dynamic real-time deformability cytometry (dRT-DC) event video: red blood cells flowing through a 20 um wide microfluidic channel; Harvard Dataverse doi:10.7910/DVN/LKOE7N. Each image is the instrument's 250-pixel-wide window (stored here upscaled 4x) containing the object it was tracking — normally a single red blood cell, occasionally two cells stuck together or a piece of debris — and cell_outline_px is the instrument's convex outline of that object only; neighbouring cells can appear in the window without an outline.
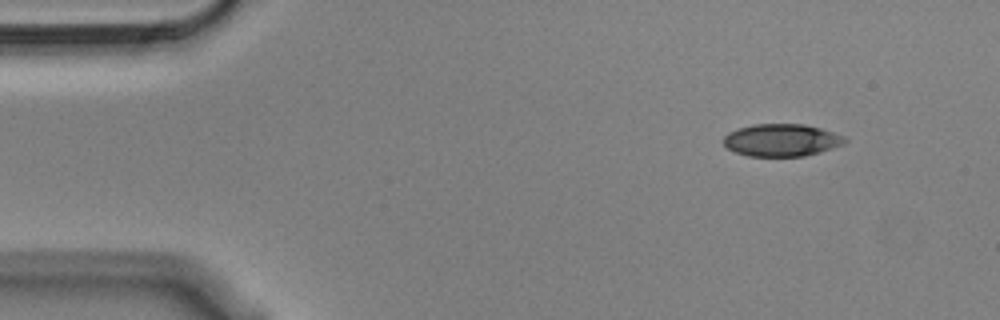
{"species": "Egyptian fruit bat (a non-hibernating species)", "species_latin": "Rousettus aegyptiacus", "temperature_condition": "cold", "stored_images_in_passage": 50, "camera_frame_rate_fps": 3000, "um_per_image_px": 0.085, "animal": {"sex": "male"}, "frame": {"image": 1, "passage_image": 1, "time_ms": 0.0, "image_size_px": [1000, 320], "cell_outline_px": [[848, 140], [844, 144], [820, 152], [804, 156], [748, 156], [736, 152], [728, 148], [724, 144], [724, 136], [728, 132], [752, 124], [804, 124], [820, 128], [848, 136]], "centroid_in_image_um": [66.48, 11.9], "position_along_channel_um": 18.5, "area_um2": 23.0}}
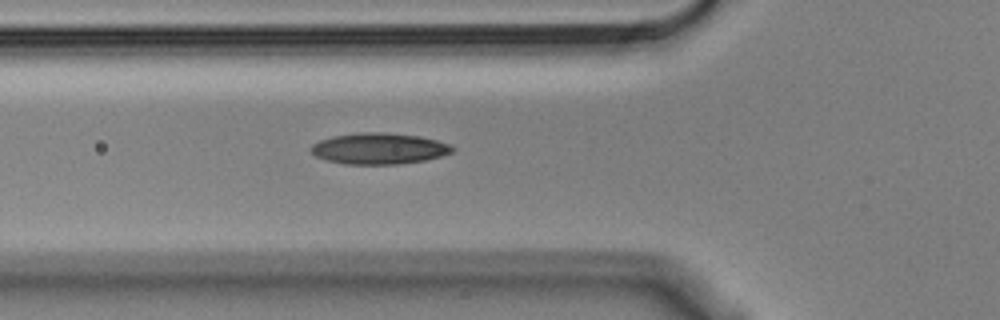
{"frame": {"image": 2, "passage_image": 14, "time_ms": 4.333, "image_size_px": [1000, 320], "cell_outline_px": [[456, 148], [452, 152], [440, 156], [424, 160], [400, 164], [344, 164], [328, 160], [316, 156], [308, 148], [312, 144], [320, 140], [332, 136], [360, 132], [384, 132], [420, 136], [452, 144]], "centroid_in_image_um": [32.22, 12.62], "position_along_channel_um": 93.6, "area_um2": 25.78}}
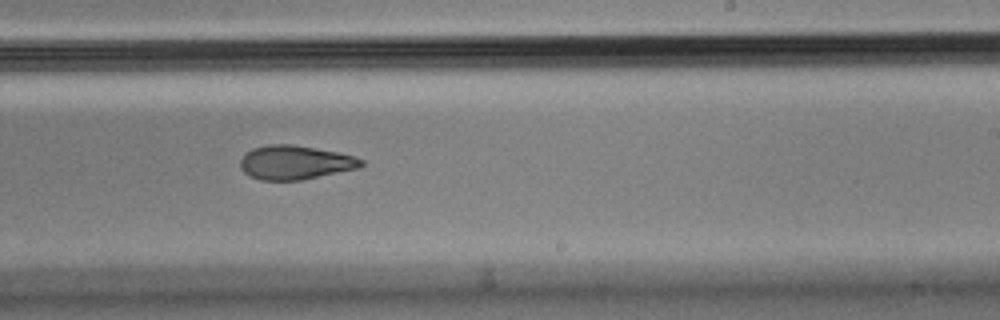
{"frame": {"image": 3, "passage_image": 28, "time_ms": 9.0, "image_size_px": [1000, 320], "cell_outline_px": [[364, 164], [356, 168], [300, 180], [260, 180], [244, 172], [240, 168], [240, 160], [252, 148], [268, 144], [292, 144], [336, 152], [352, 156], [364, 160]], "centroid_in_image_um": [25.04, 13.8], "position_along_channel_um": 264.0, "area_um2": 23.52}, "authors_computed_cell_mechanics": {"area_um2": 24.5072, "velocity_mm_per_s": 3.6368, "shape_relaxation_time_tau1_ms": 11.3062, "shape_relaxation_time_tau2_ms": 2.5683, "deformation_change_tau1": 0.2274, "deformation_change_tau2": 0.0981}}